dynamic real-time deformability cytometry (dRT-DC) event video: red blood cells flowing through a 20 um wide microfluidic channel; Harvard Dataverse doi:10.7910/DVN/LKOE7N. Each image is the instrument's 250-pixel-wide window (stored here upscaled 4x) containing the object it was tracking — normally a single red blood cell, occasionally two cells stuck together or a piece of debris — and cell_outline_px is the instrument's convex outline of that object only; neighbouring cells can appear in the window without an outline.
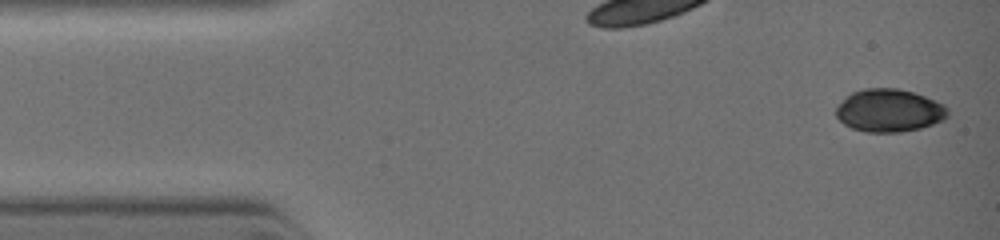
{"species": "common noctule bat (a hibernating species)", "species_latin": "Nyctalus noctula", "temperature_condition": "warm", "stored_images_in_passage": 8, "camera_frame_rate_fps": 3000, "um_per_image_px": 0.085, "animal": {"sex": "female", "body_mass_g": 19.0, "forearm_length_mm": 51.5}, "frame": {"image": 1, "passage_image": 1, "time_ms": 0.0, "image_size_px": [1000, 240], "cell_outline_px": [[948, 116], [944, 120], [920, 128], [900, 132], [864, 132], [852, 128], [844, 124], [836, 116], [836, 108], [852, 92], [864, 88], [896, 88], [912, 92], [924, 96], [944, 104], [948, 108]], "centroid_in_image_um": [75.6, 9.4], "position_along_channel_um": 9.4, "area_um2": 27.74}}
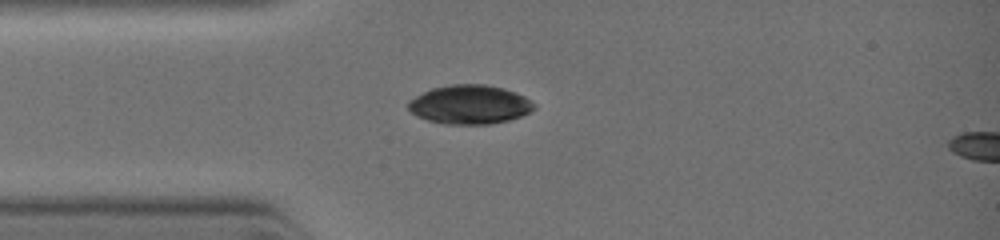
{"frame": {"image": 2, "passage_image": 6, "time_ms": 2.333, "image_size_px": [1000, 240], "cell_outline_px": [[536, 108], [520, 116], [508, 120], [488, 124], [444, 124], [428, 120], [416, 116], [408, 108], [408, 100], [432, 88], [452, 84], [484, 84], [504, 88], [516, 92], [532, 100], [536, 104]], "centroid_in_image_um": [39.94, 8.88], "position_along_channel_um": 45.1, "area_um2": 28.61}}